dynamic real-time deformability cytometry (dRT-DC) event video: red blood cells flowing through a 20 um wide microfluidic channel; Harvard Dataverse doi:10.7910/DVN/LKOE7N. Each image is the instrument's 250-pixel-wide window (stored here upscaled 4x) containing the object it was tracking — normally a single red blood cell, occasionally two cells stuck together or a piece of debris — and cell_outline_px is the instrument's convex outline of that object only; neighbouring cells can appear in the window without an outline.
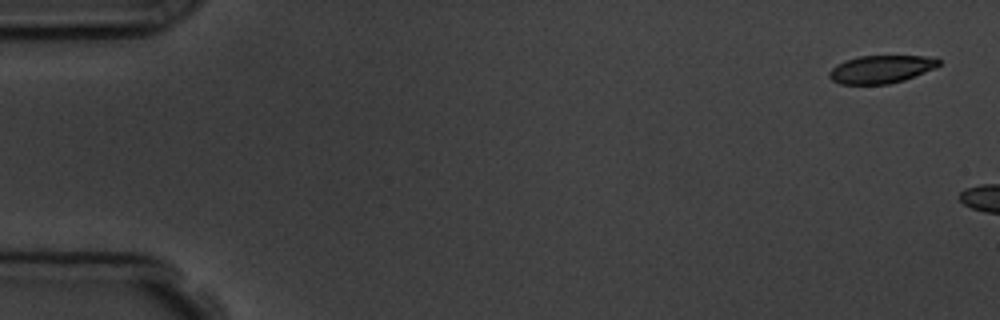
{"species": "common noctule bat (a hibernating species)", "species_latin": "Nyctalus noctula", "temperature_condition": "room temperature", "stored_images_in_passage": 3, "camera_frame_rate_fps": 3000, "um_per_image_px": 0.085, "animal": {"sex": "male", "body_mass_g": 19.5, "forearm_length_mm": 54.6}, "frame": {"image": 1, "passage_image": 1, "time_ms": 0.0, "image_size_px": [1000, 320], "cell_outline_px": [[940, 64], [936, 68], [904, 80], [888, 84], [840, 84], [832, 80], [828, 76], [828, 72], [836, 64], [844, 60], [860, 56], [936, 56], [940, 60]], "centroid_in_image_um": [74.9, 5.88], "position_along_channel_um": 10.1, "area_um2": 17.98}}